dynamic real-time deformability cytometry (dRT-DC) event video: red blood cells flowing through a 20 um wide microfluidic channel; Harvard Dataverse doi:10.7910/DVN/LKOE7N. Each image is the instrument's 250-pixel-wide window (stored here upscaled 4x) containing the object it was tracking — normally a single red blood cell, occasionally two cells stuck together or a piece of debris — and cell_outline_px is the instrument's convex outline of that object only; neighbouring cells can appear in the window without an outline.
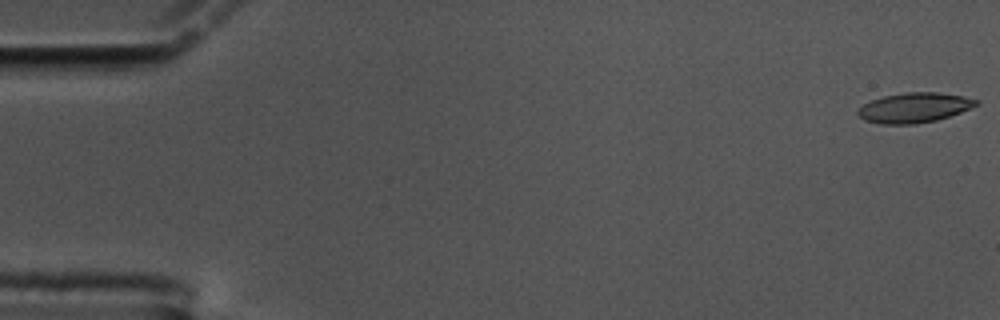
{"species": "common noctule bat (a hibernating species)", "species_latin": "Nyctalus noctula", "temperature_condition": "cold", "stored_images_in_passage": 59, "camera_frame_rate_fps": 3000, "um_per_image_px": 0.085, "animal": {"sex": "male", "body_mass_g": 17.5, "forearm_length_mm": 52.3}, "frame": {"image": 1, "passage_image": 1, "time_ms": 0.0, "image_size_px": [1000, 320], "cell_outline_px": [[980, 104], [960, 112], [936, 120], [916, 124], [880, 124], [864, 120], [856, 112], [864, 104], [872, 100], [884, 96], [904, 92], [936, 92], [964, 96], [980, 100]], "centroid_in_image_um": [77.73, 9.15], "position_along_channel_um": 7.3, "area_um2": 20.58}}
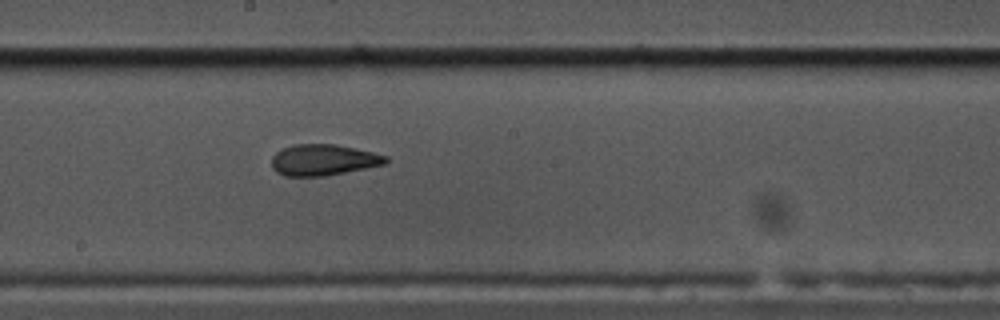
{"frame": {"image": 2, "passage_image": 32, "time_ms": 10.333, "image_size_px": [1000, 320], "cell_outline_px": [[388, 164], [324, 176], [284, 176], [276, 172], [272, 168], [272, 156], [276, 152], [292, 144], [336, 144], [372, 152], [388, 156]], "centroid_in_image_um": [27.49, 13.59], "position_along_channel_um": 220.7, "area_um2": 20.81}}
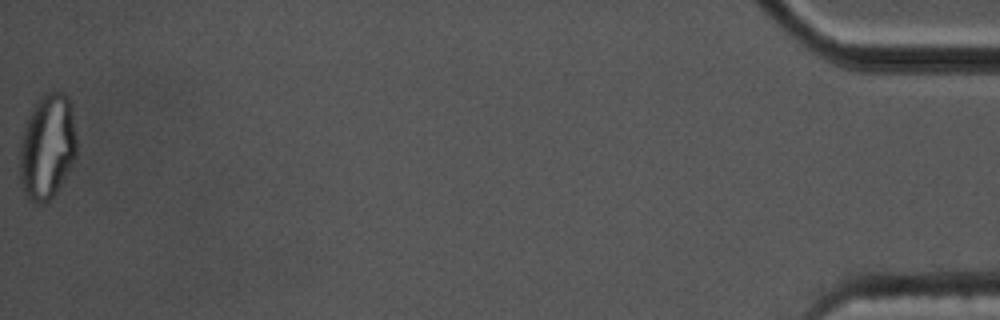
{"frame": {"image": 3, "passage_image": 59, "time_ms": 19.333, "image_size_px": [1000, 320], "cell_outline_px": [[76, 160], [64, 180], [56, 192], [44, 204], [36, 204], [24, 192], [20, 184], [20, 144], [24, 128], [28, 116], [32, 108], [40, 96], [44, 92], [64, 92], [68, 96], [76, 136]], "centroid_in_image_um": [4.02, 12.48], "position_along_channel_um": 431.2, "area_um2": 35.03}, "authors_computed_cell_mechanics": {"area_um2": 21.0392, "velocity_mm_per_s": 3.4321, "shape_relaxation_time_tau1_ms": null, "shape_relaxation_time_tau2_ms": 2.4955, "deformation_change_tau1": null, "deformation_change_tau2": 0.1113}}